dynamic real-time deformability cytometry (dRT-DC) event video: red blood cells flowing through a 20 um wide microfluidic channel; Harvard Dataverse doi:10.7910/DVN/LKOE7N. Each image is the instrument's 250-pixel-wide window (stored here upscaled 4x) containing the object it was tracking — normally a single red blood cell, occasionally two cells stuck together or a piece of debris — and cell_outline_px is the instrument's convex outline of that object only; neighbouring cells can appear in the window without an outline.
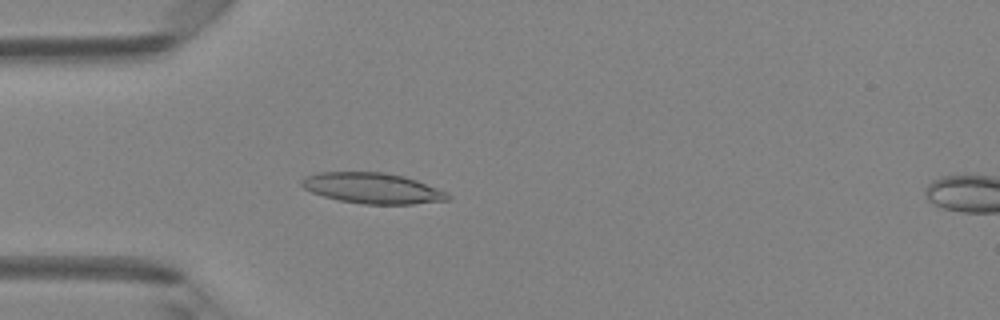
{"species": "Egyptian fruit bat (a non-hibernating species)", "species_latin": "Rousettus aegyptiacus", "temperature_condition": "room temperature", "stored_images_in_passage": 43, "camera_frame_rate_fps": 3000, "um_per_image_px": 0.085, "animal": {"sex": "female"}, "frame": {"image": 1, "passage_image": 9, "time_ms": 2.667, "image_size_px": [1000, 320], "cell_outline_px": [[452, 196], [448, 200], [412, 204], [364, 204], [340, 200], [324, 196], [312, 192], [304, 188], [300, 184], [300, 180], [304, 176], [320, 172], [384, 172], [404, 176], [416, 180], [448, 192]], "centroid_in_image_um": [31.67, 15.99], "position_along_channel_um": 53.3, "area_um2": 26.13}}
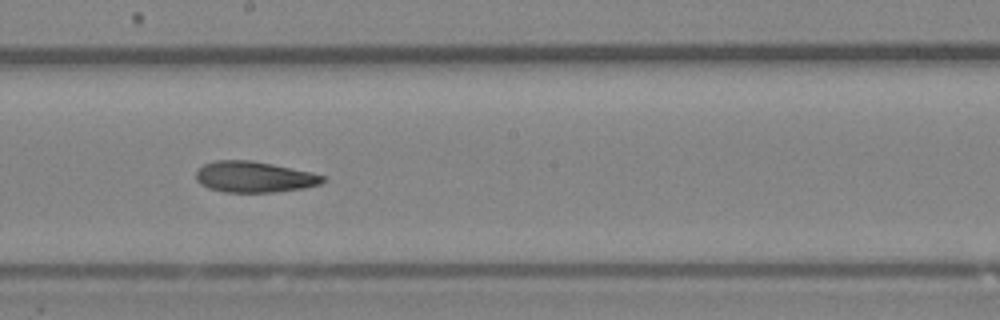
{"frame": {"image": 2, "passage_image": 22, "time_ms": 7.0, "image_size_px": [1000, 320], "cell_outline_px": [[324, 180], [320, 184], [304, 188], [272, 192], [224, 192], [208, 188], [200, 184], [196, 180], [196, 172], [204, 164], [216, 160], [252, 160], [312, 172], [324, 176]], "centroid_in_image_um": [21.58, 15.03], "position_along_channel_um": 226.6, "area_um2": 22.83}}
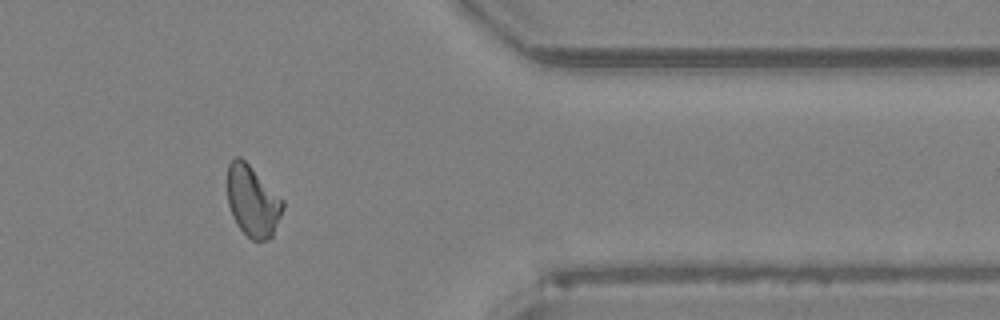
{"frame": {"image": 3, "passage_image": 35, "time_ms": 11.333, "image_size_px": [1000, 320], "cell_outline_px": [[284, 208], [272, 236], [268, 240], [252, 240], [236, 224], [232, 216], [228, 204], [228, 164], [236, 156], [240, 156], [284, 200]], "centroid_in_image_um": [21.48, 17.1], "position_along_channel_um": 389.9, "area_um2": 22.77}, "authors_computed_cell_mechanics": {"area_um2": 23.409, "velocity_mm_per_s": 4.19, "shape_relaxation_time_tau1_ms": 7.3012, "shape_relaxation_time_tau2_ms": 6.5218, "deformation_change_tau1": 0.1823, "deformation_change_tau2": 0.1645}}